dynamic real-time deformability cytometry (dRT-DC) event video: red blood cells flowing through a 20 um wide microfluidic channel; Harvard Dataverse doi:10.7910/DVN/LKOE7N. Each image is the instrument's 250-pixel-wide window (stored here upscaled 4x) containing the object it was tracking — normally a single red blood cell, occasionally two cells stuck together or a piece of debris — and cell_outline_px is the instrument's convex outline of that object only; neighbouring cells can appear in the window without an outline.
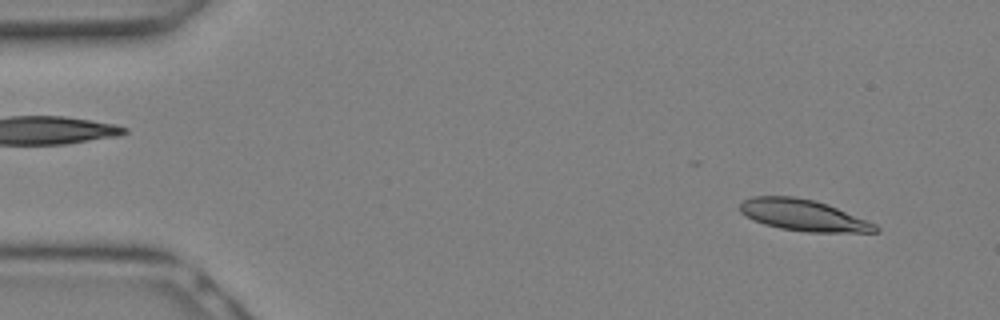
{"species": "Egyptian fruit bat (a non-hibernating species)", "species_latin": "Rousettus aegyptiacus", "temperature_condition": "warm", "stored_images_in_passage": 13, "camera_frame_rate_fps": 3000, "um_per_image_px": 0.085, "animal": {"sex": "female"}, "frame": {"image": 1, "passage_image": 2, "time_ms": 0.333, "image_size_px": [1000, 320], "cell_outline_px": [[880, 232], [808, 232], [780, 228], [764, 224], [752, 220], [740, 212], [740, 204], [744, 200], [752, 196], [796, 196], [816, 200], [828, 204], [876, 224], [880, 228]], "centroid_in_image_um": [68.28, 18.29], "position_along_channel_um": 16.7, "area_um2": 24.85}}
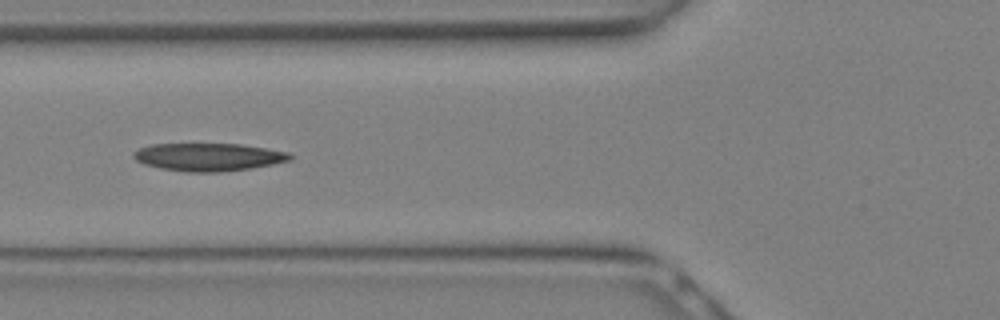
{"frame": {"image": 2, "passage_image": 10, "time_ms": 3.0, "image_size_px": [1000, 320], "cell_outline_px": [[292, 160], [252, 168], [220, 172], [184, 172], [160, 168], [144, 164], [136, 160], [132, 156], [132, 152], [140, 148], [152, 144], [240, 144], [288, 152], [292, 156]], "centroid_in_image_um": [17.7, 13.35], "position_along_channel_um": 108.1, "area_um2": 25.37}}
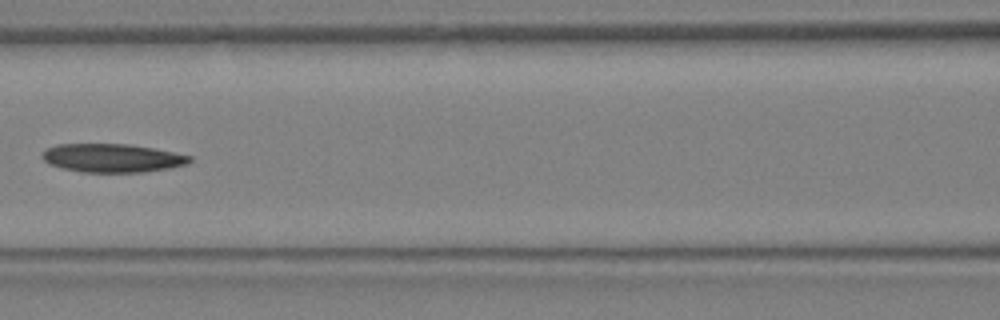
{"frame": {"image": 3, "passage_image": 12, "time_ms": 3.667, "image_size_px": [1000, 320], "cell_outline_px": [[192, 160], [188, 164], [168, 168], [144, 172], [80, 172], [48, 164], [40, 156], [44, 148], [56, 144], [128, 144], [152, 148], [192, 156]], "centroid_in_image_um": [9.49, 13.43], "position_along_channel_um": 157.1, "area_um2": 24.57}}